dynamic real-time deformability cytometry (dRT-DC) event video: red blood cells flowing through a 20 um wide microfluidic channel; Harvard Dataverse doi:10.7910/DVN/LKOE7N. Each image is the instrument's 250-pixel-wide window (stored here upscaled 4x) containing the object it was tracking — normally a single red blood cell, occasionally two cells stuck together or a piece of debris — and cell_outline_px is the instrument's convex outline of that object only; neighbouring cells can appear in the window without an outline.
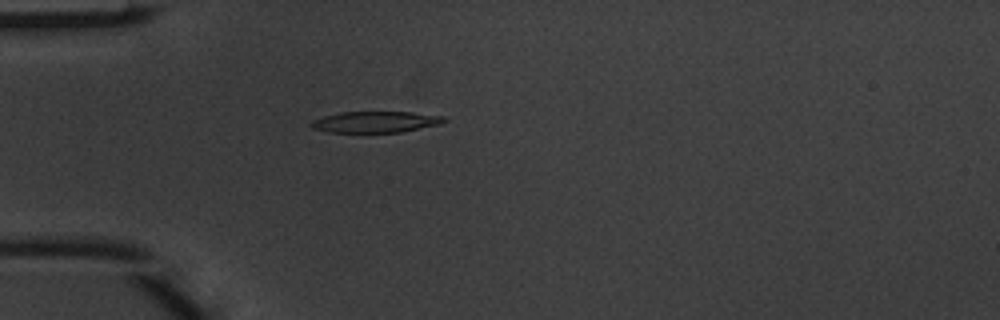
{"species": "common noctule bat (a hibernating species)", "species_latin": "Nyctalus noctula", "temperature_condition": "warm", "stored_images_in_passage": 3, "camera_frame_rate_fps": 3000, "um_per_image_px": 0.085, "animal": {"sex": "male", "body_mass_g": 20.1, "forearm_length_mm": 53.5}, "frame": {"image": 1, "passage_image": 3, "time_ms": 0.667, "image_size_px": [1000, 320], "cell_outline_px": [[448, 120], [440, 124], [400, 132], [328, 132], [312, 128], [308, 124], [312, 120], [324, 116], [340, 112], [412, 112], [444, 116]], "centroid_in_image_um": [31.9, 10.36], "position_along_channel_um": 53.1, "area_um2": 16.42}}